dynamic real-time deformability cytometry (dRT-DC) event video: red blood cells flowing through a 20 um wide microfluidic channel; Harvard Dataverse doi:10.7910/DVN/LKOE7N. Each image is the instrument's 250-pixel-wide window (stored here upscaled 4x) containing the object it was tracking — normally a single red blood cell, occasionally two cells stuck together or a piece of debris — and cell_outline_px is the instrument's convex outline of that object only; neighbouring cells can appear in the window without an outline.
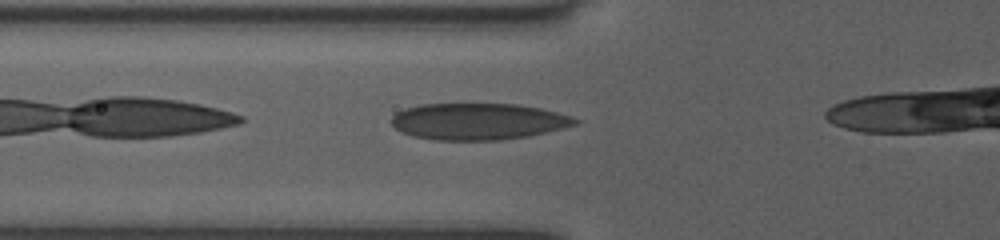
{"species": "human", "species_latin": "Homo sapiens", "temperature_condition": "room temperature", "stored_images_in_passage": 14, "segment_of_instrument_passage": [1, 2], "camera_frame_rate_fps": 3000, "um_per_image_px": 0.085, "donor": {"sex": "female"}, "frame": {"image": 1, "passage_image": 5, "time_ms": 1.333, "image_size_px": [1000, 240], "cell_outline_px": [[580, 120], [576, 124], [564, 128], [548, 132], [528, 136], [504, 140], [436, 140], [412, 136], [396, 128], [392, 124], [392, 116], [396, 112], [404, 108], [420, 104], [516, 104], [540, 108], [572, 116]], "centroid_in_image_um": [40.66, 10.32], "position_along_channel_um": 85.1, "area_um2": 39.25}}
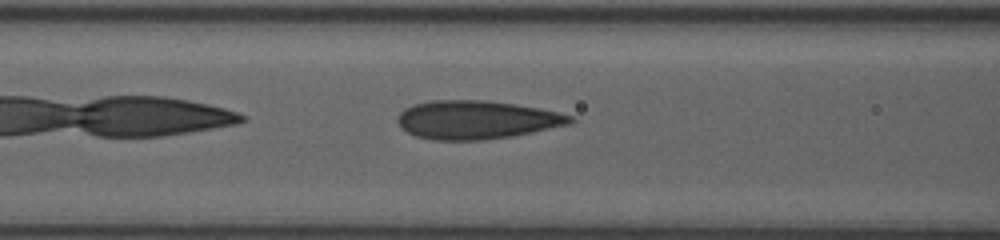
{"frame": {"image": 2, "passage_image": 8, "time_ms": 2.333, "image_size_px": [1000, 240], "cell_outline_px": [[576, 120], [568, 124], [532, 132], [512, 136], [484, 140], [432, 140], [416, 136], [408, 132], [396, 120], [400, 112], [404, 108], [412, 104], [432, 100], [484, 100], [516, 104], [540, 108], [572, 116]], "centroid_in_image_um": [40.48, 10.18], "position_along_channel_um": 126.1, "area_um2": 38.61}}
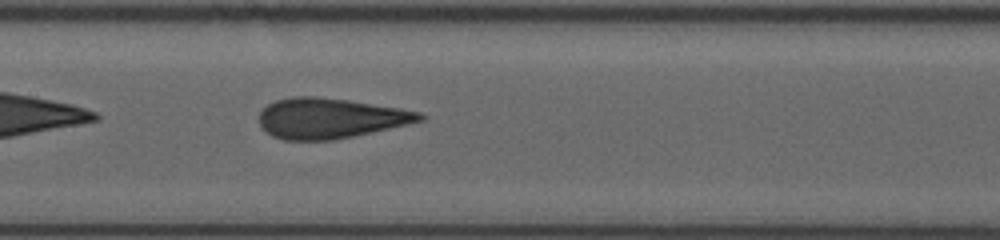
{"frame": {"image": 3, "passage_image": 13, "time_ms": 3.667, "image_size_px": [1000, 240], "cell_outline_px": [[424, 120], [408, 124], [352, 136], [332, 140], [284, 140], [272, 136], [260, 124], [260, 112], [268, 104], [276, 100], [292, 96], [316, 96], [348, 100], [400, 108], [420, 112], [424, 116]], "centroid_in_image_um": [28.05, 10.04], "position_along_channel_um": 179.3, "area_um2": 37.4}}